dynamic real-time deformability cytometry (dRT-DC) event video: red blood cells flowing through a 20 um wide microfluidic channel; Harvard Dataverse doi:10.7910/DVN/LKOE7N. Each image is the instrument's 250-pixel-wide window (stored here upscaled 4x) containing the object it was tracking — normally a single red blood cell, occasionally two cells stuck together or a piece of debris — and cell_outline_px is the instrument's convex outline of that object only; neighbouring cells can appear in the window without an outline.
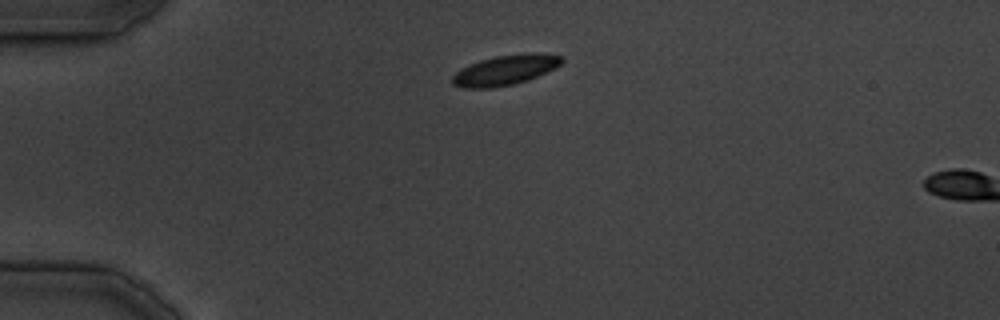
{"species": "common noctule bat (a hibernating species)", "species_latin": "Nyctalus noctula", "temperature_condition": "cold", "stored_images_in_passage": 2, "camera_frame_rate_fps": 3000, "um_per_image_px": 0.085, "animal": {"sex": "male", "body_mass_g": 19.5, "forearm_length_mm": 54.6}, "frame": {"image": 1, "passage_image": 1, "time_ms": 0.0, "image_size_px": [1000, 320], "cell_outline_px": [[564, 60], [556, 68], [528, 80], [512, 84], [492, 88], [464, 88], [452, 84], [452, 76], [460, 68], [480, 60], [496, 56], [524, 52], [536, 52], [564, 56]], "centroid_in_image_um": [42.97, 5.94], "position_along_channel_um": 42.0, "area_um2": 19.36}}